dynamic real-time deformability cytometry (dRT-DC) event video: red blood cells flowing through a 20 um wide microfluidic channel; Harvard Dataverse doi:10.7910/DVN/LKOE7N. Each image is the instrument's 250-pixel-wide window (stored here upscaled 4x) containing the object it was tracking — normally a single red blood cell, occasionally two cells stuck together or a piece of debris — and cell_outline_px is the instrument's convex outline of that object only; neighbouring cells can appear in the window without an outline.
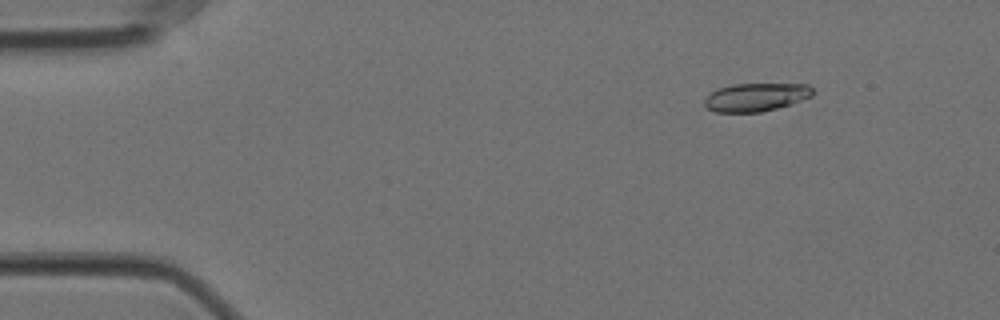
{"species": "Egyptian fruit bat (a non-hibernating species)", "species_latin": "Rousettus aegyptiacus", "temperature_condition": "cold", "stored_images_in_passage": 52, "camera_frame_rate_fps": 3000, "um_per_image_px": 0.085, "animal": {"sex": "female"}, "frame": {"image": 1, "passage_image": 2, "time_ms": 0.333, "image_size_px": [1000, 320], "cell_outline_px": [[816, 92], [812, 96], [792, 104], [760, 112], [716, 112], [708, 108], [704, 104], [704, 100], [716, 88], [732, 84], [808, 84]], "centroid_in_image_um": [64.28, 8.25], "position_along_channel_um": 20.7, "area_um2": 17.86}}
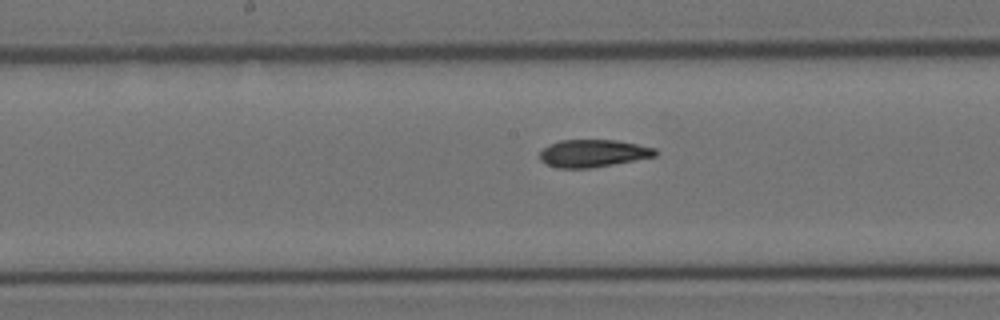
{"frame": {"image": 2, "passage_image": 24, "time_ms": 7.667, "image_size_px": [1000, 320], "cell_outline_px": [[656, 156], [592, 168], [560, 168], [548, 164], [540, 160], [540, 152], [548, 144], [560, 140], [616, 140], [656, 148]], "centroid_in_image_um": [50.4, 13.03], "position_along_channel_um": 197.8, "area_um2": 18.38}}
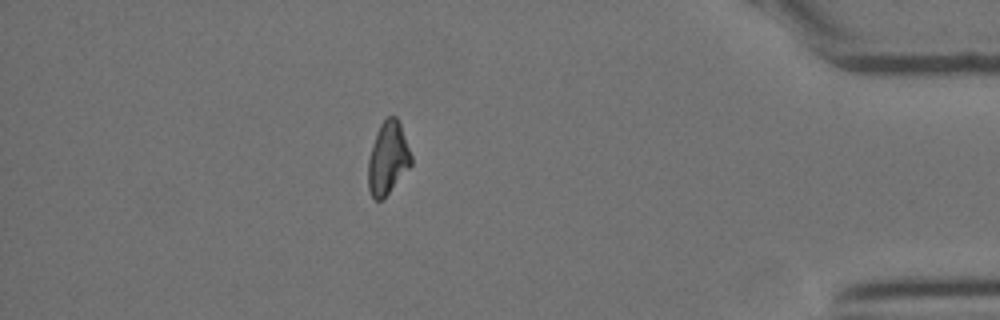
{"frame": {"image": 3, "passage_image": 45, "time_ms": 14.667, "image_size_px": [1000, 320], "cell_outline_px": [[412, 164], [388, 192], [380, 200], [376, 200], [372, 196], [368, 188], [368, 160], [376, 132], [380, 124], [388, 116], [396, 116], [400, 124], [412, 156]], "centroid_in_image_um": [32.96, 13.42], "position_along_channel_um": 402.2, "area_um2": 17.86}, "authors_computed_cell_mechanics": {"area_um2": 18.6116, "velocity_mm_per_s": 3.5288, "shape_relaxation_time_tau1_ms": 10.9844, "shape_relaxation_time_tau2_ms": 4.5202, "deformation_change_tau1": 0.2384, "deformation_change_tau2": 0.0937}}